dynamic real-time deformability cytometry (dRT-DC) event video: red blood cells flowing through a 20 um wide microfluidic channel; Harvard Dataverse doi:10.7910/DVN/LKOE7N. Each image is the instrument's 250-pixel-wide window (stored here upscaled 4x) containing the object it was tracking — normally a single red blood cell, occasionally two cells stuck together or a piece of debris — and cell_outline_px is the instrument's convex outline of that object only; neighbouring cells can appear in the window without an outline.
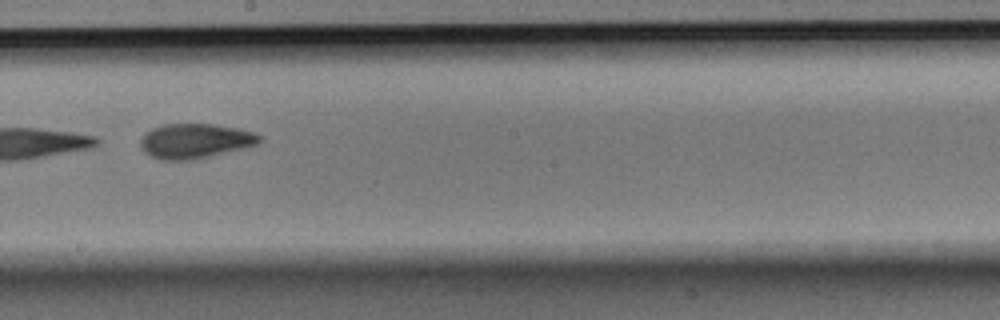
{"species": "Egyptian fruit bat (a non-hibernating species)", "species_latin": "Rousettus aegyptiacus", "temperature_condition": "room temperature", "stored_images_in_passage": 6, "camera_frame_rate_fps": 3000, "um_per_image_px": 0.085, "animal": {"sex": "male"}, "frame": {"image": 1, "passage_image": 5, "time_ms": 1.333, "image_size_px": [1000, 320], "cell_outline_px": [[260, 140], [256, 144], [192, 160], [160, 160], [144, 152], [140, 148], [140, 140], [144, 132], [152, 128], [164, 124], [216, 124], [240, 128], [252, 132], [260, 136]], "centroid_in_image_um": [16.5, 11.97], "position_along_channel_um": 231.7, "area_um2": 23.93}}